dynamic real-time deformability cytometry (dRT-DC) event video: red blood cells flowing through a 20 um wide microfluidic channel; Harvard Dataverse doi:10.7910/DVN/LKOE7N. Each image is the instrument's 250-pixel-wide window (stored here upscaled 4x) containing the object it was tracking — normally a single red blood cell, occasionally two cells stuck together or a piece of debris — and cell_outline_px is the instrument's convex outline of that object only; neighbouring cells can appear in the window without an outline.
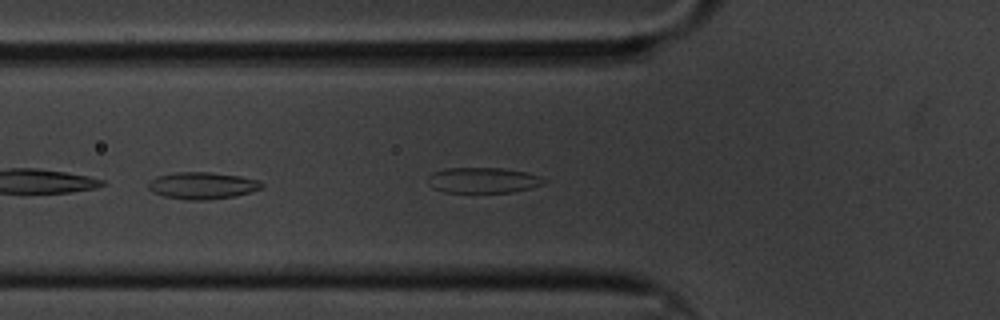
{"species": "common noctule bat (a hibernating species)", "species_latin": "Nyctalus noctula", "temperature_condition": "cold", "stored_images_in_passage": 33, "camera_frame_rate_fps": 3000, "um_per_image_px": 0.085, "animal": {"sex": "male", "body_mass_g": 20.1, "forearm_length_mm": 53.5}, "frame": {"image": 1, "passage_image": 6, "time_ms": 1.667, "image_size_px": [1000, 320], "cell_outline_px": [[264, 184], [260, 188], [252, 192], [236, 196], [208, 200], [184, 200], [164, 196], [152, 192], [148, 188], [148, 180], [156, 176], [176, 172], [212, 172], [240, 176], [260, 180]], "centroid_in_image_um": [17.18, 15.77], "position_along_channel_um": 108.6, "area_um2": 18.09}}
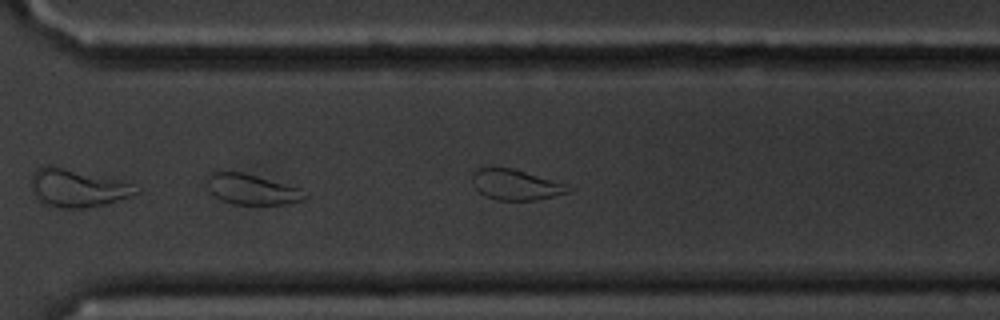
{"frame": {"image": 2, "passage_image": 28, "time_ms": 9.0, "image_size_px": [1000, 320], "cell_outline_px": [[308, 196], [304, 200], [284, 204], [232, 204], [216, 196], [208, 188], [208, 172], [240, 172], [256, 176], [300, 188]], "centroid_in_image_um": [21.43, 16.1], "position_along_channel_um": 349.2, "area_um2": 16.94}, "authors_computed_cell_mechanics": {"area_um2": 17.1088, "velocity_mm_per_s": 3.2771, "shape_relaxation_time_tau1_ms": 2.4914, "shape_relaxation_time_tau2_ms": 3.4146, "deformation_change_tau1": 0.0875, "deformation_change_tau2": 0.0715}}